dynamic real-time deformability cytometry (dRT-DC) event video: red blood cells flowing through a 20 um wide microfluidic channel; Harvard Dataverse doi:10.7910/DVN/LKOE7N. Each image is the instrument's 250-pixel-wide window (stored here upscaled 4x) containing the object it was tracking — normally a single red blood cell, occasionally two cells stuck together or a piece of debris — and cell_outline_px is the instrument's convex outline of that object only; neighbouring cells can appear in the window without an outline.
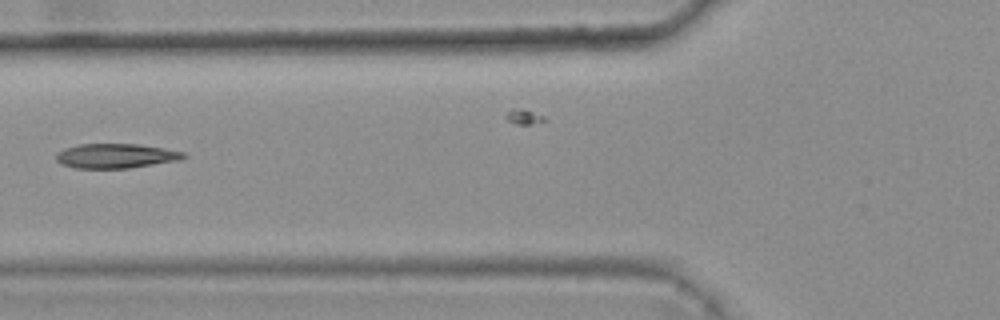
{"species": "common noctule bat (a hibernating species)", "species_latin": "Nyctalus noctula", "temperature_condition": "warm", "stored_images_in_passage": 4, "camera_frame_rate_fps": 3000, "um_per_image_px": 0.085, "animal": {"sex": "female", "body_mass_g": 25.1}, "frame": {"image": 1, "passage_image": 2, "time_ms": 0.333, "image_size_px": [1000, 320], "cell_outline_px": [[188, 156], [180, 160], [128, 168], [76, 168], [60, 164], [56, 160], [56, 152], [64, 148], [80, 144], [136, 144], [164, 148], [184, 152]], "centroid_in_image_um": [9.83, 13.25], "position_along_channel_um": 116.0, "area_um2": 18.26}}
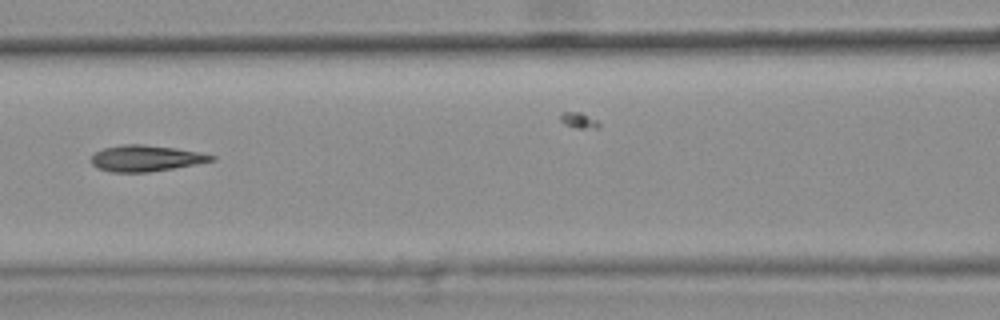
{"frame": {"image": 2, "passage_image": 3, "time_ms": 0.667, "image_size_px": [1000, 320], "cell_outline_px": [[216, 160], [196, 164], [148, 172], [112, 172], [96, 168], [88, 160], [96, 152], [104, 148], [124, 144], [144, 144], [176, 148], [200, 152], [216, 156]], "centroid_in_image_um": [12.38, 13.45], "position_along_channel_um": 154.2, "area_um2": 18.38}}